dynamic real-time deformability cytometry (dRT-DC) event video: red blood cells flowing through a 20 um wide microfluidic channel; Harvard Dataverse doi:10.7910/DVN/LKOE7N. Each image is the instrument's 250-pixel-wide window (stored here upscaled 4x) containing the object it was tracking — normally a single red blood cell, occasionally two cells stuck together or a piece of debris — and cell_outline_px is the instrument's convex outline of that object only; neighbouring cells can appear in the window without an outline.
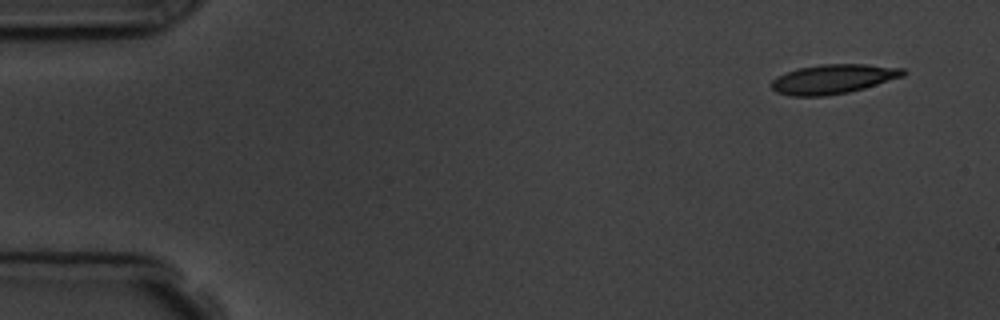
{"species": "common noctule bat (a hibernating species)", "species_latin": "Nyctalus noctula", "temperature_condition": "room temperature", "stored_images_in_passage": 5, "camera_frame_rate_fps": 3000, "um_per_image_px": 0.085, "animal": {"sex": "male", "body_mass_g": 19.5, "forearm_length_mm": 54.6}, "frame": {"image": 1, "passage_image": 1, "time_ms": 0.0, "image_size_px": [1000, 320], "cell_outline_px": [[908, 72], [904, 76], [864, 88], [848, 92], [824, 96], [792, 96], [776, 92], [772, 88], [772, 80], [776, 76], [800, 68], [820, 64], [864, 64], [904, 68]], "centroid_in_image_um": [70.84, 6.71], "position_along_channel_um": 14.2, "area_um2": 22.48}}
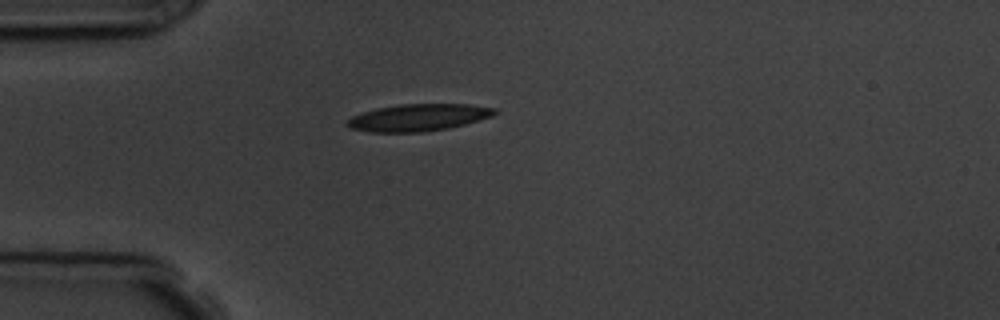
{"frame": {"image": 2, "passage_image": 4, "time_ms": 3.667, "image_size_px": [1000, 320], "cell_outline_px": [[496, 112], [492, 116], [464, 124], [448, 128], [424, 132], [368, 132], [352, 128], [344, 124], [352, 116], [376, 108], [400, 104], [468, 104], [496, 108]], "centroid_in_image_um": [35.54, 9.99], "position_along_channel_um": 49.5, "area_um2": 23.12}}